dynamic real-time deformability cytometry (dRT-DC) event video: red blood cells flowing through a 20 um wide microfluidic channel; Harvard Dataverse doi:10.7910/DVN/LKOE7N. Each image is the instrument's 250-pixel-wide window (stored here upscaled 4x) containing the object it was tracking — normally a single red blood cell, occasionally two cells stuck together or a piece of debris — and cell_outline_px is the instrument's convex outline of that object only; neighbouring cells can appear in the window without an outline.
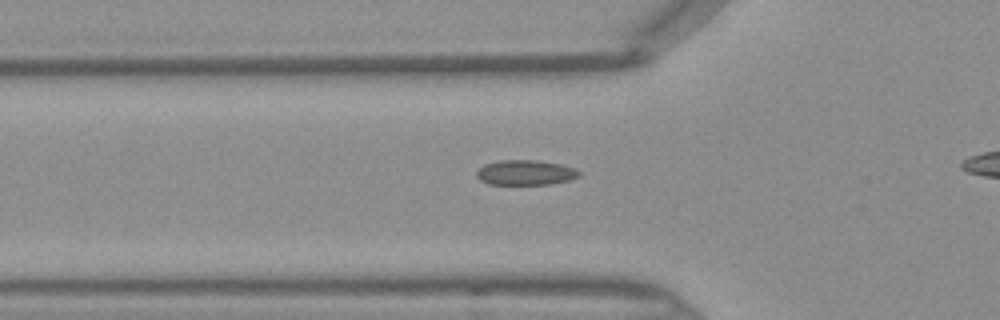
{"species": "Egyptian fruit bat (a non-hibernating species)", "species_latin": "Rousettus aegyptiacus", "temperature_condition": "warm", "stored_images_in_passage": 25, "camera_frame_rate_fps": 3000, "um_per_image_px": 0.085, "frame": {"image": 1, "passage_image": 13, "time_ms": 4.0, "image_size_px": [1000, 320], "cell_outline_px": [[580, 176], [568, 180], [552, 184], [488, 184], [480, 180], [476, 176], [476, 172], [484, 164], [500, 160], [536, 160], [560, 164], [576, 168], [580, 172]], "centroid_in_image_um": [44.66, 14.67], "position_along_channel_um": 81.1, "area_um2": 14.97}}
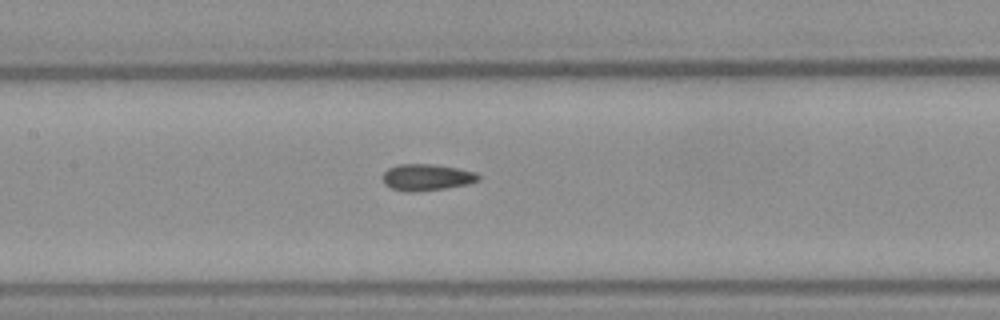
{"frame": {"image": 2, "passage_image": 19, "time_ms": 6.0, "image_size_px": [1000, 320], "cell_outline_px": [[480, 180], [468, 184], [444, 188], [412, 192], [404, 192], [392, 188], [384, 184], [384, 172], [388, 168], [400, 164], [432, 164], [456, 168], [476, 172], [480, 176]], "centroid_in_image_um": [36.28, 15.07], "position_along_channel_um": 171.1, "area_um2": 14.68}}
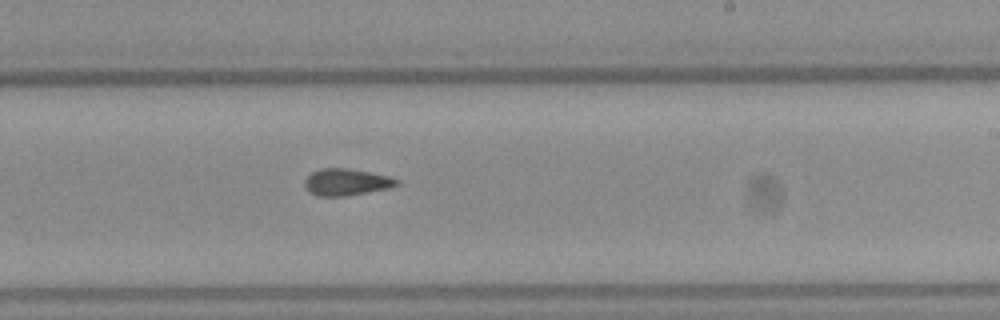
{"frame": {"image": 3, "passage_image": 25, "time_ms": 8.0, "image_size_px": [1000, 320], "cell_outline_px": [[400, 184], [392, 188], [344, 196], [320, 196], [308, 192], [304, 184], [304, 180], [312, 172], [320, 168], [348, 168], [388, 176], [400, 180]], "centroid_in_image_um": [29.45, 15.48], "position_along_channel_um": 259.5, "area_um2": 14.45}}